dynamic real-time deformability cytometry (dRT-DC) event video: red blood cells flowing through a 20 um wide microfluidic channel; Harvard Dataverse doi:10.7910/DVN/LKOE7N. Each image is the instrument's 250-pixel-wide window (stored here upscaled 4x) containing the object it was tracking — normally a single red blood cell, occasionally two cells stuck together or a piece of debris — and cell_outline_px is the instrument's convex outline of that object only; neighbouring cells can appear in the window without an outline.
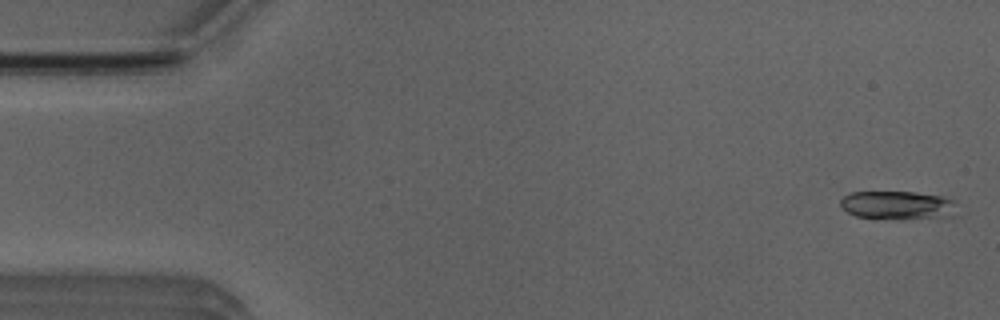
{"species": "Egyptian fruit bat (a non-hibernating species)", "species_latin": "Rousettus aegyptiacus", "temperature_condition": "room temperature", "stored_images_in_passage": 4, "camera_frame_rate_fps": 3000, "um_per_image_px": 0.085, "animal": {"sex": "male"}, "frame": {"image": 1, "passage_image": 1, "time_ms": 0.0, "image_size_px": [1000, 320], "cell_outline_px": [[956, 216], [856, 216], [848, 212], [840, 204], [840, 200], [844, 196], [852, 192], [916, 192], [940, 196], [952, 200]], "centroid_in_image_um": [76.25, 17.38], "position_along_channel_um": 8.7, "area_um2": 17.92}}